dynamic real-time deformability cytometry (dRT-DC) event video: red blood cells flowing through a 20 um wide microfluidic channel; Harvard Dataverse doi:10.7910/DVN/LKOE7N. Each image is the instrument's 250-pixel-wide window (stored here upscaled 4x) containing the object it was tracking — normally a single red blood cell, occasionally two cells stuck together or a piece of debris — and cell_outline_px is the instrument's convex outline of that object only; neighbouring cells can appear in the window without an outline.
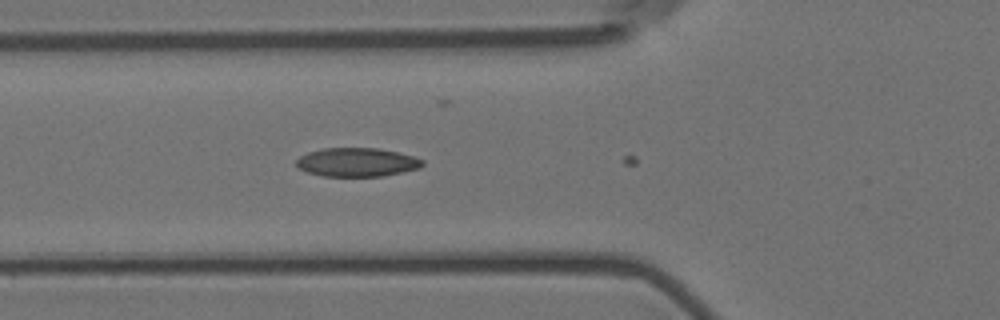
{"species": "Egyptian fruit bat (a non-hibernating species)", "species_latin": "Rousettus aegyptiacus", "temperature_condition": "room temperature", "stored_images_in_passage": 4, "camera_frame_rate_fps": 3000, "um_per_image_px": 0.085, "animal": {"sex": "female"}, "frame": {"image": 1, "passage_image": 3, "time_ms": 0.667, "image_size_px": [1000, 320], "cell_outline_px": [[424, 164], [420, 168], [380, 176], [324, 176], [308, 172], [296, 168], [296, 160], [300, 156], [308, 152], [324, 148], [380, 148], [412, 156], [424, 160]], "centroid_in_image_um": [30.31, 13.78], "position_along_channel_um": 95.5, "area_um2": 21.04}}